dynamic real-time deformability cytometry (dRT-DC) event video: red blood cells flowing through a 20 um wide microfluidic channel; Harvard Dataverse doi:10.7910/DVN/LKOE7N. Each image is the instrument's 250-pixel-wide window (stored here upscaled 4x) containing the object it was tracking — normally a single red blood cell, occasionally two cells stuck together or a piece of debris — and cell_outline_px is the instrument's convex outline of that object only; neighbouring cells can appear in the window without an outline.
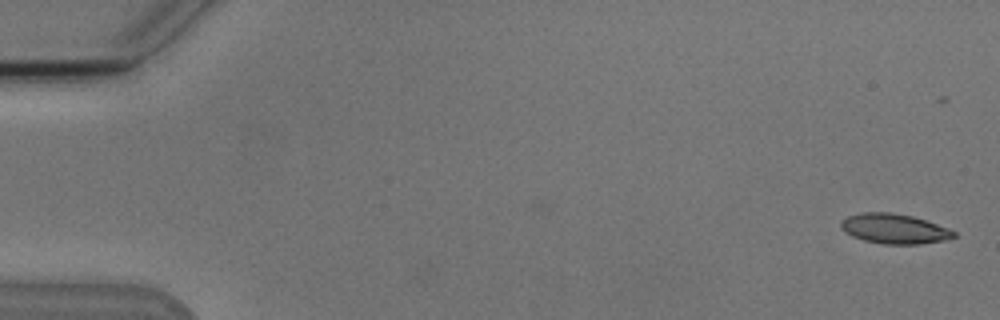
{"species": "Egyptian fruit bat (a non-hibernating species)", "species_latin": "Rousettus aegyptiacus", "temperature_condition": "cold", "stored_images_in_passage": 6, "camera_frame_rate_fps": 3000, "um_per_image_px": 0.085, "animal": {"sex": "male"}, "frame": {"image": 1, "passage_image": 1, "time_ms": 0.0, "image_size_px": [1000, 320], "cell_outline_px": [[956, 236], [944, 240], [920, 244], [884, 244], [864, 240], [852, 236], [844, 232], [840, 228], [840, 220], [848, 216], [860, 212], [892, 212], [912, 216], [948, 228], [956, 232]], "centroid_in_image_um": [75.97, 19.44], "position_along_channel_um": 9.0, "area_um2": 19.71}}